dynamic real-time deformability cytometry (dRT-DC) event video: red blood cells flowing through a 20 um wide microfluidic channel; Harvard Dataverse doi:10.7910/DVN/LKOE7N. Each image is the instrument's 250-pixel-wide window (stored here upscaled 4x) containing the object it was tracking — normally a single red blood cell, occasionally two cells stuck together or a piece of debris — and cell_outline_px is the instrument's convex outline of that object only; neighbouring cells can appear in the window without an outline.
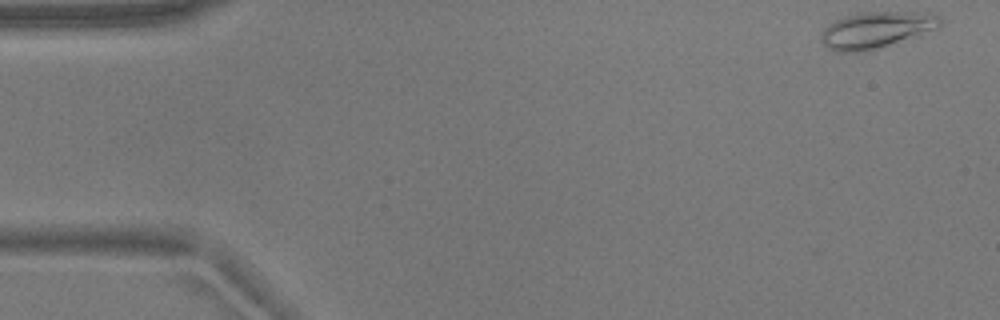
{"species": "common noctule bat (a hibernating species)", "species_latin": "Nyctalus noctula", "temperature_condition": "warm", "stored_images_in_passage": 15, "camera_frame_rate_fps": 3000, "um_per_image_px": 0.085, "animal": {"sex": "male", "body_mass_g": 17.9}, "frame": {"image": 1, "passage_image": 1, "time_ms": 0.0, "image_size_px": [1000, 320], "cell_outline_px": [[944, 20], [936, 28], [920, 36], [856, 52], [836, 52], [828, 48], [824, 44], [820, 36], [820, 32], [824, 28], [836, 20], [848, 16], [864, 12], [928, 12], [940, 16]], "centroid_in_image_um": [74.52, 2.52], "position_along_channel_um": 10.5, "area_um2": 24.91}}